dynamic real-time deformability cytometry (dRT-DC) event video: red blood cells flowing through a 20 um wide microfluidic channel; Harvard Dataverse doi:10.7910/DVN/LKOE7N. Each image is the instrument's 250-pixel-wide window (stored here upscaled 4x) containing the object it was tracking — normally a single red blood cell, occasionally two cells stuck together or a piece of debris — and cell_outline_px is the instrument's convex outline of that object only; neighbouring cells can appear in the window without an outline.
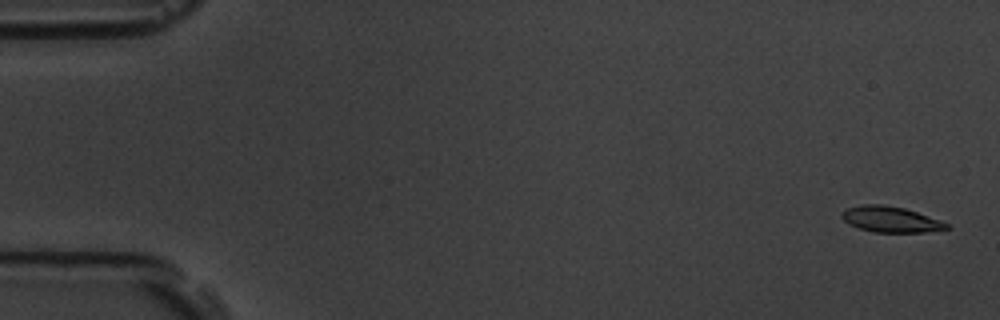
{"species": "common noctule bat (a hibernating species)", "species_latin": "Nyctalus noctula", "temperature_condition": "room temperature", "stored_images_in_passage": 4, "camera_frame_rate_fps": 3000, "um_per_image_px": 0.085, "animal": {"sex": "male", "body_mass_g": 19.5, "forearm_length_mm": 54.6}, "frame": {"image": 1, "passage_image": 1, "time_ms": 0.0, "image_size_px": [1000, 320], "cell_outline_px": [[948, 228], [924, 232], [872, 232], [848, 224], [840, 216], [840, 212], [848, 208], [864, 204], [880, 204], [904, 208], [940, 220], [948, 224]], "centroid_in_image_um": [75.65, 18.64], "position_along_channel_um": 9.4, "area_um2": 15.55}}